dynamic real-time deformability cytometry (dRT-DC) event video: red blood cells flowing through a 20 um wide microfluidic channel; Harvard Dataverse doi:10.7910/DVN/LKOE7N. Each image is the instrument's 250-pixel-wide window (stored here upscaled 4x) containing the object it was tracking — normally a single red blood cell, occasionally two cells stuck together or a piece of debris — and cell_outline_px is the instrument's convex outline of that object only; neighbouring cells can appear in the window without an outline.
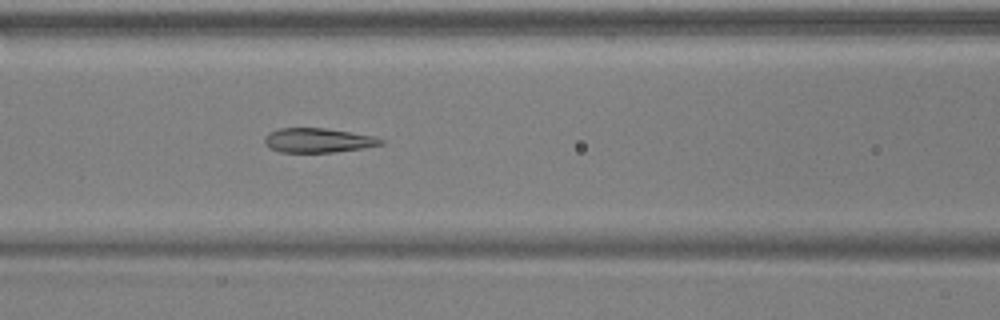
{"species": "common noctule bat (a hibernating species)", "species_latin": "Nyctalus noctula", "temperature_condition": "warm", "stored_images_in_passage": 16, "camera_frame_rate_fps": 3000, "um_per_image_px": 0.085, "animal": {"sex": "male", "body_mass_g": 17.9, "forearm_length_mm": 54.2}, "frame": {"image": 1, "passage_image": 9, "time_ms": 2.667, "image_size_px": [1000, 320], "cell_outline_px": [[384, 144], [364, 148], [332, 152], [280, 152], [268, 148], [264, 144], [264, 136], [268, 132], [280, 128], [324, 128], [376, 136], [384, 140]], "centroid_in_image_um": [27.01, 11.93], "position_along_channel_um": 139.6, "area_um2": 16.7}}
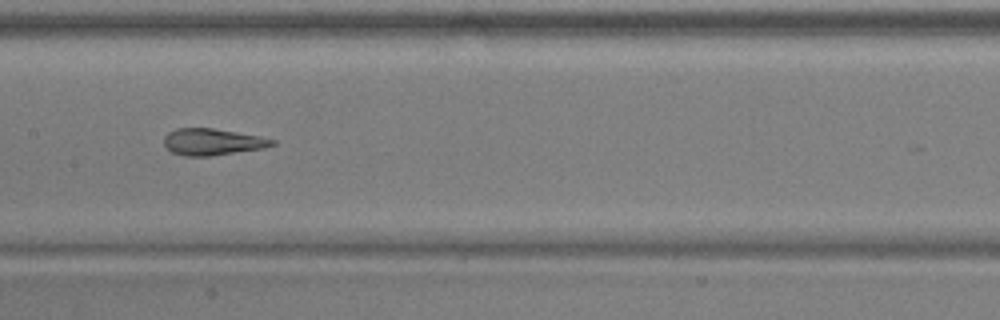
{"frame": {"image": 2, "passage_image": 13, "time_ms": 4.0, "image_size_px": [1000, 320], "cell_outline_px": [[276, 144], [264, 148], [212, 156], [184, 156], [172, 152], [164, 144], [164, 136], [168, 132], [176, 128], [212, 128], [260, 136], [276, 140]], "centroid_in_image_um": [18.06, 12.06], "position_along_channel_um": 189.3, "area_um2": 16.82}}